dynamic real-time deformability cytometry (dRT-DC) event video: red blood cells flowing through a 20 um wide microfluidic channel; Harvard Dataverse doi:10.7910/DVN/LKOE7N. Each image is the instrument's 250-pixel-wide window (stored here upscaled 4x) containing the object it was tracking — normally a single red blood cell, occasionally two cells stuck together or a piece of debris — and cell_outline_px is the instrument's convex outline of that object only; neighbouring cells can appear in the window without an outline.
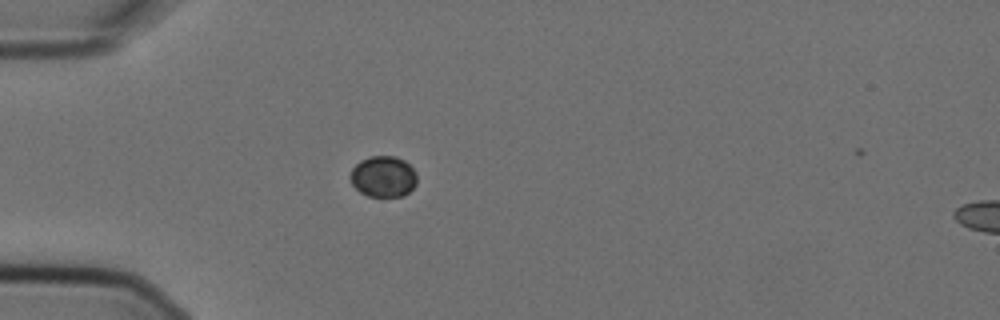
{"species": "Egyptian fruit bat (a non-hibernating species)", "species_latin": "Rousettus aegyptiacus", "temperature_condition": "cold", "stored_images_in_passage": 6, "segment_of_instrument_passage": [1, 2], "camera_frame_rate_fps": 3000, "um_per_image_px": 0.085, "animal": {"sex": "female"}, "frame": {"image": 1, "passage_image": 5, "time_ms": 1.333, "image_size_px": [1000, 320], "cell_outline_px": [[416, 184], [404, 196], [368, 196], [360, 192], [352, 184], [348, 176], [352, 168], [360, 160], [368, 156], [396, 156], [404, 160], [416, 172]], "centroid_in_image_um": [32.55, 14.99], "position_along_channel_um": 52.4, "area_um2": 16.07}}